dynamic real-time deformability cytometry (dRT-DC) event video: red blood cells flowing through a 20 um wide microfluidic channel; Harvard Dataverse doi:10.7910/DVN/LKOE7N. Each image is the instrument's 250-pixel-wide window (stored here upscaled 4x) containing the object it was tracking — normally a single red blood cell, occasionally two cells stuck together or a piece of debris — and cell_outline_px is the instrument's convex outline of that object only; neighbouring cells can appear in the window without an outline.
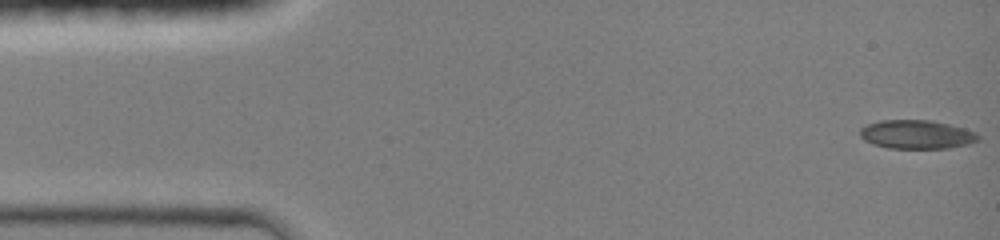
{"species": "common noctule bat (a hibernating species)", "species_latin": "Nyctalus noctula", "temperature_condition": "room temperature", "stored_images_in_passage": 14, "camera_frame_rate_fps": 3000, "um_per_image_px": 0.085, "animal": {"sex": "female", "body_mass_g": 19.0, "forearm_length_mm": 51.5}, "frame": {"image": 1, "passage_image": 1, "time_ms": 0.0, "image_size_px": [1000, 240], "cell_outline_px": [[980, 140], [968, 144], [948, 148], [888, 148], [872, 144], [864, 140], [860, 136], [860, 128], [868, 124], [880, 120], [928, 120], [948, 124], [964, 128], [976, 132], [980, 136]], "centroid_in_image_um": [77.91, 11.43], "position_along_channel_um": 7.1, "area_um2": 19.83}}
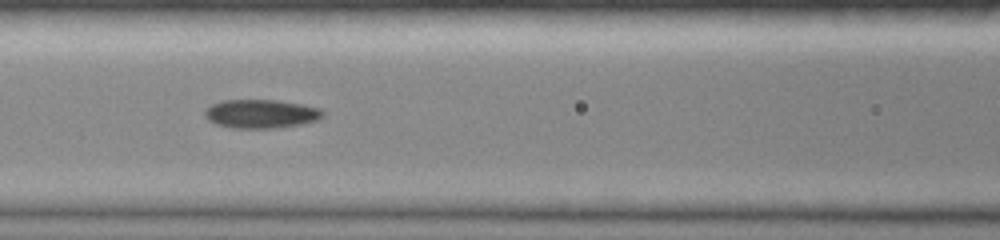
{"frame": {"image": 2, "passage_image": 10, "time_ms": 6.0, "image_size_px": [1000, 240], "cell_outline_px": [[324, 116], [320, 120], [300, 124], [276, 128], [232, 128], [216, 124], [208, 120], [204, 116], [204, 108], [212, 104], [224, 100], [276, 100], [304, 104], [320, 108], [324, 112]], "centroid_in_image_um": [22.19, 9.67], "position_along_channel_um": 144.4, "area_um2": 20.0}}
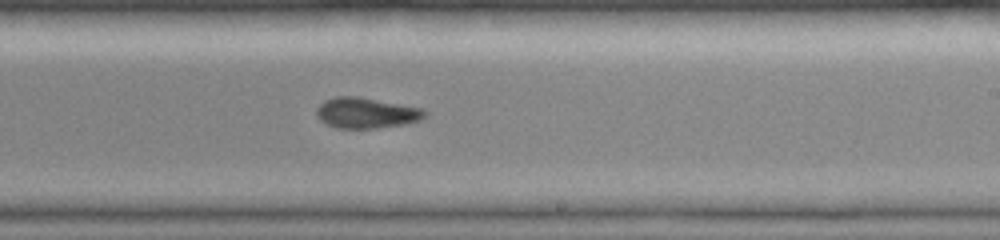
{"frame": {"image": 3, "passage_image": 14, "time_ms": 8.667, "image_size_px": [1000, 240], "cell_outline_px": [[428, 112], [420, 120], [404, 124], [376, 128], [336, 128], [320, 120], [316, 116], [316, 108], [324, 100], [336, 96], [356, 96], [424, 108]], "centroid_in_image_um": [31.12, 9.59], "position_along_channel_um": 257.9, "area_um2": 19.36}}